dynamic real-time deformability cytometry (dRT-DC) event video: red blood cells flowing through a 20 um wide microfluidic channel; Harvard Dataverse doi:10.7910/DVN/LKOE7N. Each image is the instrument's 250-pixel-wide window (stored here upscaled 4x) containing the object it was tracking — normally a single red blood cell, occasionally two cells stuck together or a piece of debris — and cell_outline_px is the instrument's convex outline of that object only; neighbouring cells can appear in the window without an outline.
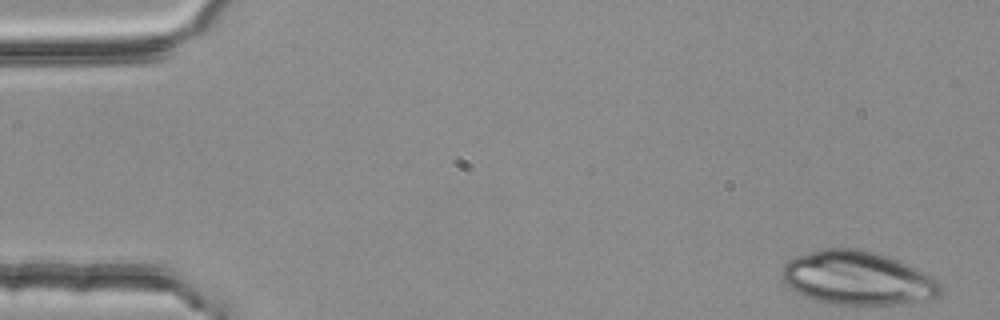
{"species": "common noctule bat (a hibernating species)", "species_latin": "Nyctalus noctula", "temperature_condition": "room temperature", "stored_images_in_passage": 5, "camera_frame_rate_fps": 3000, "um_per_image_px": 0.085, "animal": {"sex": "female", "body_mass_g": 25.1}, "frame": {"image": 1, "passage_image": 1, "time_ms": 0.0, "image_size_px": [1000, 320], "cell_outline_px": [[940, 296], [932, 300], [900, 304], [828, 304], [804, 296], [788, 288], [784, 284], [780, 276], [784, 264], [788, 260], [796, 256], [824, 248], [856, 248], [876, 252], [896, 260], [932, 276], [940, 280]], "centroid_in_image_um": [72.87, 23.65], "position_along_channel_um": 12.1, "area_um2": 49.82}}